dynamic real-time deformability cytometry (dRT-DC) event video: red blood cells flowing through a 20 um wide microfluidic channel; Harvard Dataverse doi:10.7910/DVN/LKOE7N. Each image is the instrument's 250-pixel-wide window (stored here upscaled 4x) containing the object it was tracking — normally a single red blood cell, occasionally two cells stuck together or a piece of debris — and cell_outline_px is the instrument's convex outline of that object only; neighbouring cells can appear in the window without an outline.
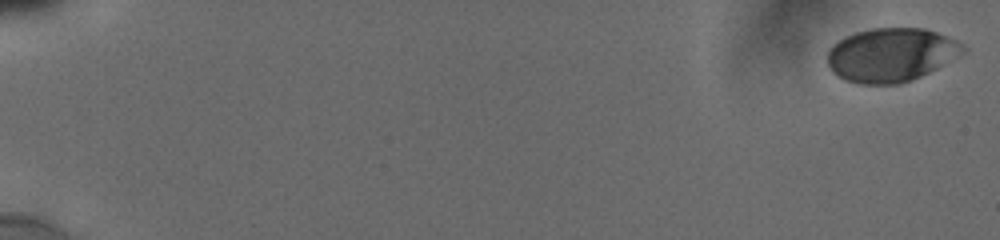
{"species": "human", "species_latin": "Homo sapiens", "temperature_condition": "cold", "stored_images_in_passage": 8, "camera_frame_rate_fps": 3000, "um_per_image_px": 0.085, "donor": {"sex": "male"}, "frame": {"image": 1, "passage_image": 1, "time_ms": 0.0, "image_size_px": [1000, 240], "cell_outline_px": [[968, 48], [964, 52], [936, 68], [912, 80], [900, 84], [860, 84], [844, 80], [832, 72], [828, 64], [828, 48], [836, 40], [844, 36], [856, 32], [872, 28], [924, 28], [948, 36], [964, 44]], "centroid_in_image_um": [75.71, 4.65], "position_along_channel_um": 9.3, "area_um2": 42.66}}
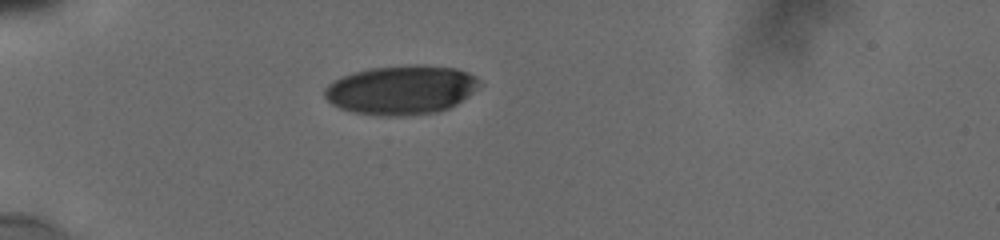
{"frame": {"image": 2, "passage_image": 6, "time_ms": 5.667, "image_size_px": [1000, 240], "cell_outline_px": [[484, 84], [468, 96], [456, 104], [448, 108], [436, 112], [404, 116], [380, 116], [352, 112], [340, 108], [332, 104], [324, 96], [324, 88], [328, 84], [344, 76], [356, 72], [372, 68], [416, 64], [456, 68], [468, 72], [476, 76]], "centroid_in_image_um": [34.15, 7.65], "position_along_channel_um": 50.8, "area_um2": 44.45}}